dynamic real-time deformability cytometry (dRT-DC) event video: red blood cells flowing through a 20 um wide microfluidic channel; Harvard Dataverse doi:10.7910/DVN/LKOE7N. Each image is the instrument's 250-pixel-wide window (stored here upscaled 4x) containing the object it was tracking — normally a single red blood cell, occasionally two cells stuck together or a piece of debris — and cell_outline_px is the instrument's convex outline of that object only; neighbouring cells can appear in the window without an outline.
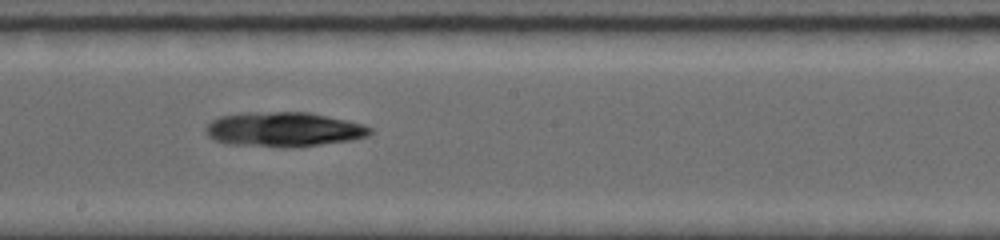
{"species": "common noctule bat (a hibernating species)", "species_latin": "Nyctalus noctula", "temperature_condition": "room temperature", "stored_images_in_passage": 7, "camera_frame_rate_fps": 5000, "um_per_image_px": 0.085, "animal": {"sex": "female", "body_mass_g": 19.0, "forearm_length_mm": 56.7}, "frame": {"image": 1, "passage_image": 6, "time_ms": 5.0, "image_size_px": [1000, 240], "cell_outline_px": [[372, 132], [368, 136], [352, 140], [288, 148], [232, 144], [212, 140], [204, 132], [204, 128], [212, 120], [220, 116], [244, 112], [308, 112], [364, 124], [372, 128]], "centroid_in_image_um": [24.09, 11.0], "position_along_channel_um": 224.1, "area_um2": 33.29}}
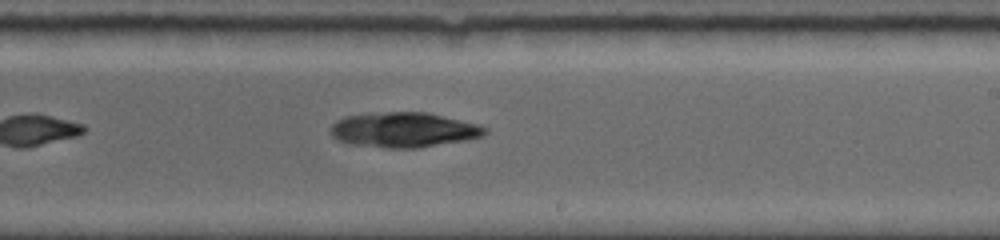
{"frame": {"image": 2, "passage_image": 7, "time_ms": 5.8, "image_size_px": [1000, 240], "cell_outline_px": [[488, 132], [484, 136], [468, 140], [420, 148], [388, 148], [352, 144], [336, 140], [332, 136], [332, 124], [336, 120], [344, 116], [388, 112], [428, 112], [480, 124], [488, 128]], "centroid_in_image_um": [34.39, 11.04], "position_along_channel_um": 254.6, "area_um2": 31.79}}